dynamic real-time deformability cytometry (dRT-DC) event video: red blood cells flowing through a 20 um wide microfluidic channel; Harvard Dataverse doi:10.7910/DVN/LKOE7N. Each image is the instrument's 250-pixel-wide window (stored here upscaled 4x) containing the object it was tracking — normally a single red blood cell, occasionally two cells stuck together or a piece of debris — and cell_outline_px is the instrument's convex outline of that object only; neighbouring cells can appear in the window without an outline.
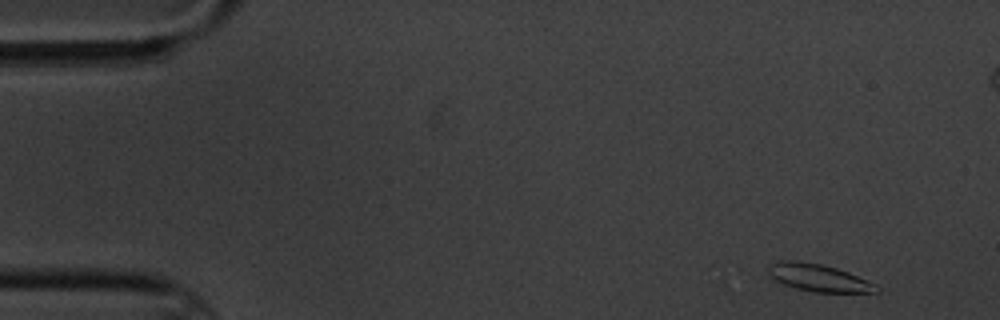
{"species": "common noctule bat (a hibernating species)", "species_latin": "Nyctalus noctula", "temperature_condition": "cold", "stored_images_in_passage": 5, "camera_frame_rate_fps": 3000, "um_per_image_px": 0.085, "animal": {"sex": "male", "body_mass_g": 20.1, "forearm_length_mm": 53.5}, "frame": {"image": 1, "passage_image": 1, "time_ms": 0.0, "image_size_px": [1000, 320], "cell_outline_px": [[880, 292], [816, 292], [796, 288], [784, 284], [776, 280], [768, 272], [768, 264], [780, 260], [796, 260], [820, 264], [836, 268], [848, 272], [876, 284], [880, 288]], "centroid_in_image_um": [69.58, 23.6], "position_along_channel_um": 15.4, "area_um2": 17.11}}